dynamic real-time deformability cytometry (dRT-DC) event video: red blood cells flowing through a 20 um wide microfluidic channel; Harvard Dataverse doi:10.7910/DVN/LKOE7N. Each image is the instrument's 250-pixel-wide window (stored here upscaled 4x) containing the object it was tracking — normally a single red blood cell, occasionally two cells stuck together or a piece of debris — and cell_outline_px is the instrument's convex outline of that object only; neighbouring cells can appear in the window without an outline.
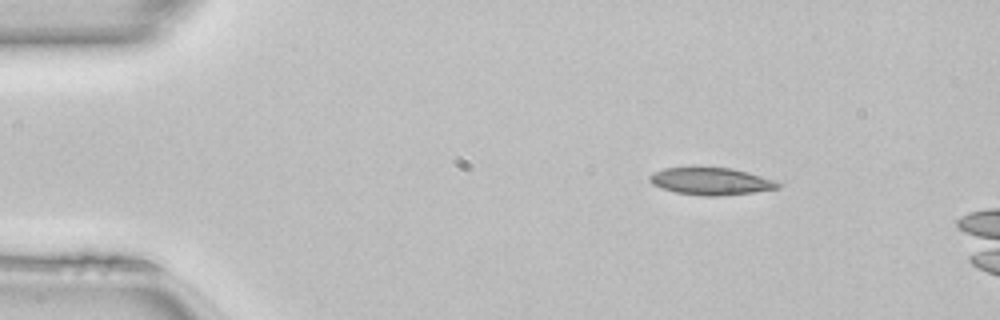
{"species": "common noctule bat (a hibernating species)", "species_latin": "Nyctalus noctula", "temperature_condition": "room temperature", "stored_images_in_passage": 6, "camera_frame_rate_fps": 3000, "um_per_image_px": 0.085, "animal": {"sex": "female", "body_mass_g": 22.7, "forearm_length_mm": 54.2}, "frame": {"image": 1, "passage_image": 1, "time_ms": 0.0, "image_size_px": [1000, 320], "cell_outline_px": [[784, 184], [780, 188], [752, 192], [720, 196], [708, 196], [676, 192], [652, 184], [648, 180], [648, 176], [652, 172], [664, 168], [692, 164], [696, 164], [732, 168], [748, 172], [776, 180]], "centroid_in_image_um": [60.41, 15.34], "position_along_channel_um": 24.6, "area_um2": 21.33}}